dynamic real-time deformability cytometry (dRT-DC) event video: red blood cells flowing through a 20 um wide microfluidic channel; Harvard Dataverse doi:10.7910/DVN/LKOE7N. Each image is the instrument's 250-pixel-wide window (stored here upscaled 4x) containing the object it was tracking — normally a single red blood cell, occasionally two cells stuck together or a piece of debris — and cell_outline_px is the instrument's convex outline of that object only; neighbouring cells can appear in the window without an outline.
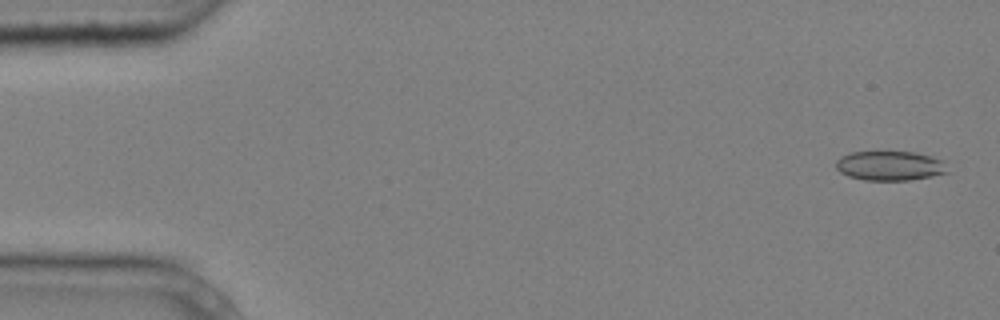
{"species": "common noctule bat (a hibernating species)", "species_latin": "Nyctalus noctula", "temperature_condition": "cold", "stored_images_in_passage": 5, "camera_frame_rate_fps": 3000, "um_per_image_px": 0.085, "animal": {"sex": "male", "body_mass_g": 20.4}, "frame": {"image": 1, "passage_image": 1, "time_ms": 0.0, "image_size_px": [1000, 320], "cell_outline_px": [[948, 172], [932, 176], [908, 180], [864, 180], [848, 176], [840, 172], [836, 168], [836, 160], [840, 156], [852, 152], [916, 152], [940, 160]], "centroid_in_image_um": [75.57, 14.09], "position_along_channel_um": 9.4, "area_um2": 18.9}}
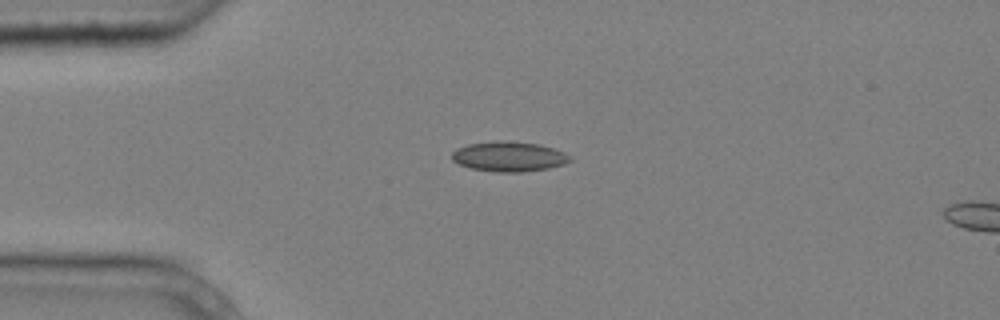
{"frame": {"image": 2, "passage_image": 4, "time_ms": 1.0, "image_size_px": [1000, 320], "cell_outline_px": [[572, 160], [564, 164], [548, 168], [524, 172], [496, 172], [468, 168], [452, 160], [452, 152], [456, 148], [468, 144], [496, 140], [540, 144], [564, 152], [572, 156]], "centroid_in_image_um": [43.25, 13.31], "position_along_channel_um": 41.7, "area_um2": 20.75}}